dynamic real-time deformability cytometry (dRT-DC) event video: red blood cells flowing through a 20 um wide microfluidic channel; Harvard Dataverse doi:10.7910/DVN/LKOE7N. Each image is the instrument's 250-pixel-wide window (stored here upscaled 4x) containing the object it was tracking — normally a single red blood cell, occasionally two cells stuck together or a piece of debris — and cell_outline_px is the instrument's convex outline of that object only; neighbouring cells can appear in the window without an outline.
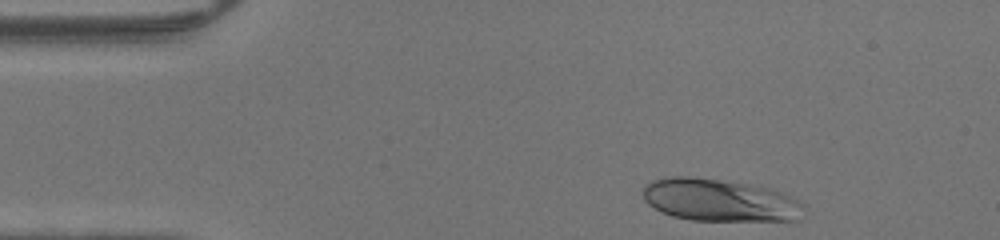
{"species": "human", "species_latin": "Homo sapiens", "temperature_condition": "warm", "stored_images_in_passage": 32, "camera_frame_rate_fps": 3000, "um_per_image_px": 0.085, "donor": {"sex": "male"}, "frame": {"image": 1, "passage_image": 1, "time_ms": 0.0, "image_size_px": [1000, 240], "cell_outline_px": [[804, 208], [796, 220], [692, 220], [672, 216], [660, 212], [648, 204], [644, 200], [644, 188], [652, 180], [664, 176], [688, 176], [748, 184], [768, 188], [780, 192], [804, 204]], "centroid_in_image_um": [61.1, 17.01], "position_along_channel_um": 23.9, "area_um2": 39.3}}
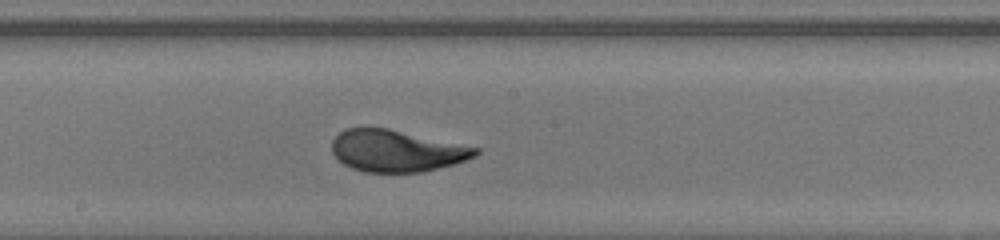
{"frame": {"image": 2, "passage_image": 19, "time_ms": 6.0, "image_size_px": [1000, 240], "cell_outline_px": [[480, 152], [476, 156], [452, 164], [424, 172], [364, 172], [352, 168], [344, 164], [332, 152], [332, 140], [344, 128], [388, 128], [480, 148]], "centroid_in_image_um": [33.7, 12.82], "position_along_channel_um": 214.5, "area_um2": 34.74}}
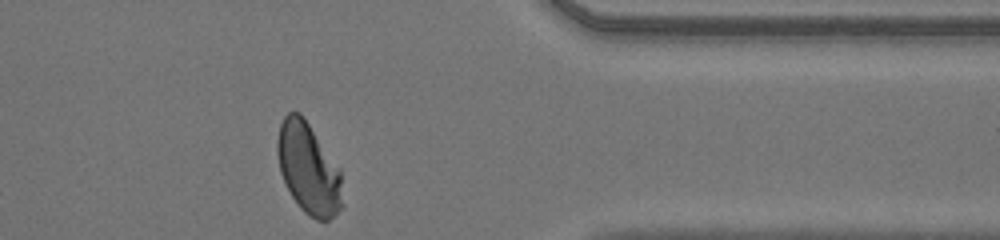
{"frame": {"image": 3, "passage_image": 32, "time_ms": 10.333, "image_size_px": [1000, 240], "cell_outline_px": [[344, 204], [328, 220], [316, 220], [308, 216], [300, 208], [292, 196], [280, 172], [276, 152], [276, 140], [280, 124], [284, 116], [288, 112], [300, 112], [340, 168]], "centroid_in_image_um": [26.22, 14.33], "position_along_channel_um": 385.2, "area_um2": 34.62}}